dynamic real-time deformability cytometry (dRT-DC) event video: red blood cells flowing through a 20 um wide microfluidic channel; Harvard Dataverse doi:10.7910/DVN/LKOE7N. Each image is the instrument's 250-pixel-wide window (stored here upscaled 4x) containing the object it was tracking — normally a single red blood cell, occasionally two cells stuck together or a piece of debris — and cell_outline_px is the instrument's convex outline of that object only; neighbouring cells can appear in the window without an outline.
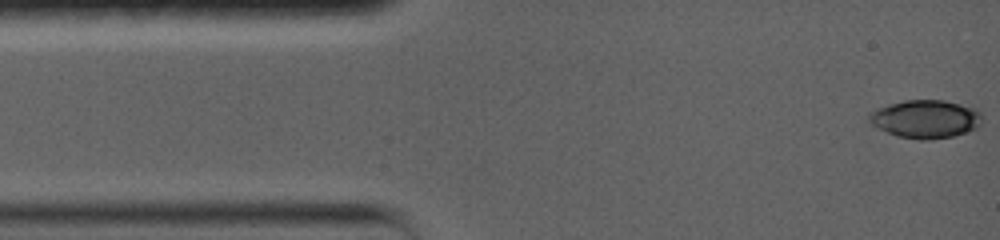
{"species": "common noctule bat (a hibernating species)", "species_latin": "Nyctalus noctula", "temperature_condition": "warm", "stored_images_in_passage": 50, "camera_frame_rate_fps": 5000, "um_per_image_px": 0.085, "animal": {"sex": "female", "body_mass_g": 19.0, "forearm_length_mm": 56.7}, "frame": {"image": 1, "passage_image": 1, "time_ms": 0.0, "image_size_px": [1000, 240], "cell_outline_px": [[980, 124], [976, 128], [952, 136], [928, 140], [920, 140], [896, 136], [872, 124], [868, 120], [868, 112], [888, 104], [904, 100], [944, 100], [972, 108], [980, 112]], "centroid_in_image_um": [78.62, 10.11], "position_along_channel_um": 6.4, "area_um2": 24.85}}
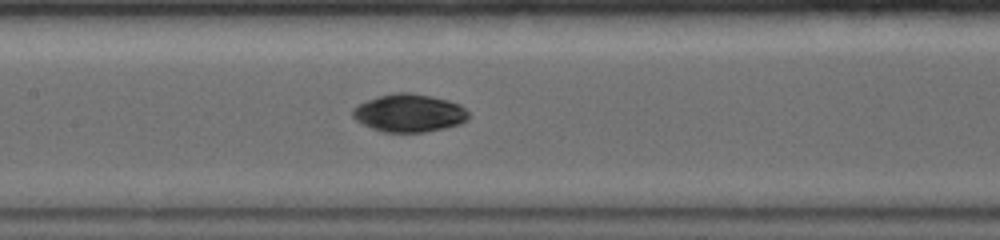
{"frame": {"image": 2, "passage_image": 15, "time_ms": 6.4, "image_size_px": [1000, 240], "cell_outline_px": [[468, 116], [460, 124], [424, 132], [384, 132], [372, 128], [356, 120], [352, 116], [352, 108], [356, 104], [376, 96], [392, 92], [412, 92], [432, 96], [448, 100], [460, 104], [468, 112]], "centroid_in_image_um": [34.73, 9.58], "position_along_channel_um": 172.7, "area_um2": 25.72}}
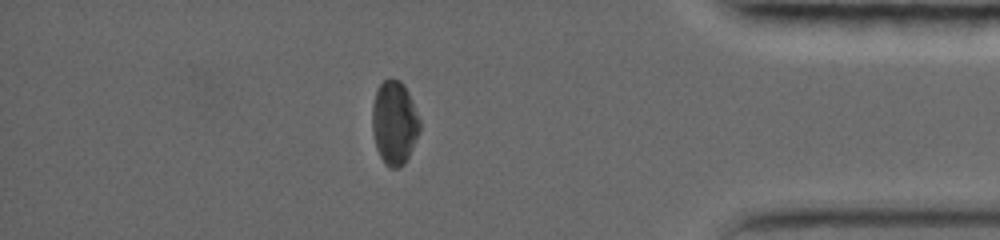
{"frame": {"image": 3, "passage_image": 36, "time_ms": 13.2, "image_size_px": [1000, 240], "cell_outline_px": [[420, 124], [408, 152], [404, 160], [396, 168], [392, 168], [384, 160], [376, 144], [372, 124], [372, 108], [376, 92], [380, 84], [384, 80], [400, 80], [408, 92]], "centroid_in_image_um": [33.48, 10.34], "position_along_channel_um": 401.7, "area_um2": 21.56}, "authors_computed_cell_mechanics": {"area_um2": 22.8599, "velocity_mm_per_s": 3.8174, "shape_relaxation_time_tau1_ms": 2.8925, "shape_relaxation_time_tau2_ms": null, "deformation_change_tau1": 0.1184, "deformation_change_tau2": null}}